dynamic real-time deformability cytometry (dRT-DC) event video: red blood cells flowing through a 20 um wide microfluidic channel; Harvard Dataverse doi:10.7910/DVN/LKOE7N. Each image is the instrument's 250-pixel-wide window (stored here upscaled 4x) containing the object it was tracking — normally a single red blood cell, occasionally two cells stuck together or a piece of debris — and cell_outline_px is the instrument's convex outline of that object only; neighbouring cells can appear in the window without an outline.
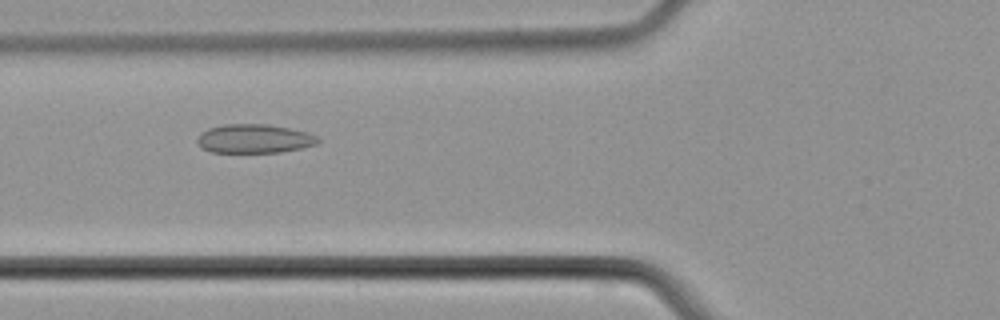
{"species": "common noctule bat (a hibernating species)", "species_latin": "Nyctalus noctula", "temperature_condition": "cold", "stored_images_in_passage": 46, "camera_frame_rate_fps": 3000, "um_per_image_px": 0.085, "animal": {"sex": "male", "body_mass_g": 21.5, "forearm_length_mm": 52.0}, "frame": {"image": 1, "passage_image": 18, "time_ms": 5.667, "image_size_px": [1000, 320], "cell_outline_px": [[320, 140], [316, 144], [300, 148], [280, 152], [212, 152], [204, 148], [196, 140], [200, 132], [208, 128], [224, 124], [268, 124], [308, 132], [320, 136]], "centroid_in_image_um": [21.63, 11.77], "position_along_channel_um": 104.2, "area_um2": 20.29}}
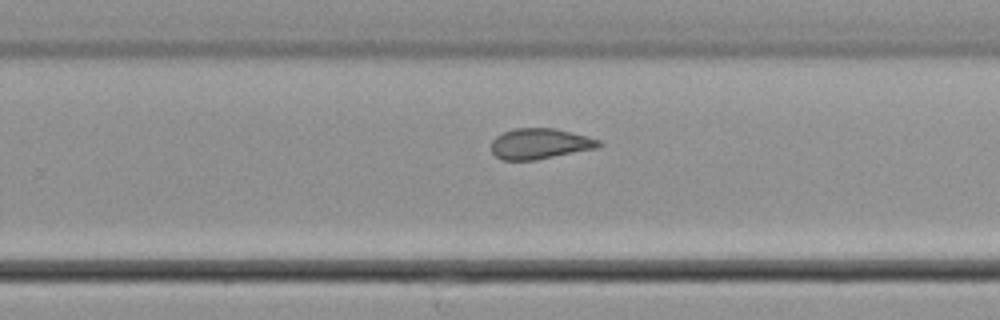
{"frame": {"image": 2, "passage_image": 31, "time_ms": 10.0, "image_size_px": [1000, 320], "cell_outline_px": [[604, 144], [596, 148], [536, 160], [500, 160], [492, 152], [492, 140], [496, 136], [504, 132], [516, 128], [556, 128], [588, 136], [600, 140]], "centroid_in_image_um": [45.91, 12.21], "position_along_channel_um": 283.9, "area_um2": 19.25}}
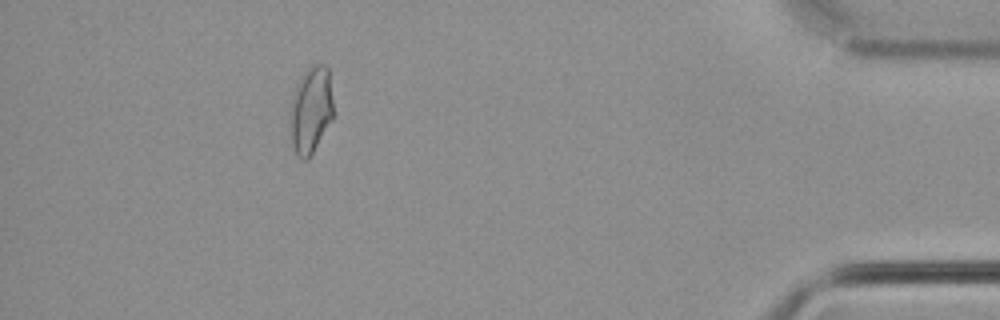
{"frame": {"image": 3, "passage_image": 44, "time_ms": 14.333, "image_size_px": [1000, 320], "cell_outline_px": [[332, 120], [308, 160], [300, 160], [296, 156], [292, 144], [288, 112], [296, 88], [304, 72], [312, 64], [324, 64], [328, 68], [332, 100]], "centroid_in_image_um": [26.4, 9.4], "position_along_channel_um": 408.8, "area_um2": 21.91}}